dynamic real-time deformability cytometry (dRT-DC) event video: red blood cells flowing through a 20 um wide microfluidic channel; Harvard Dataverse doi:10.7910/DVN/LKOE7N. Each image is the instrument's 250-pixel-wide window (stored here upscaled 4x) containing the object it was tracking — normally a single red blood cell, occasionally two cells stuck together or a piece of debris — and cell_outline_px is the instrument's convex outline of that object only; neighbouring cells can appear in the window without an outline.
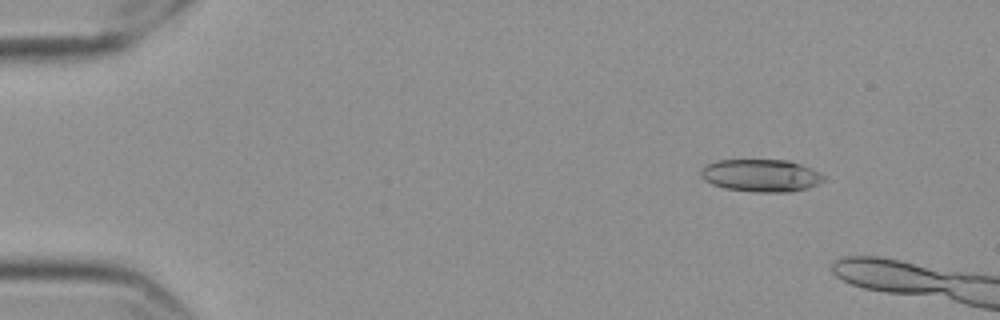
{"species": "Egyptian fruit bat (a non-hibernating species)", "species_latin": "Rousettus aegyptiacus", "temperature_condition": "cold", "stored_images_in_passage": 11, "camera_frame_rate_fps": 3000, "um_per_image_px": 0.085, "frame": {"image": 1, "passage_image": 7, "time_ms": 2.0, "image_size_px": [1000, 320], "cell_outline_px": [[824, 180], [820, 184], [808, 188], [792, 192], [756, 192], [724, 188], [712, 184], [704, 180], [700, 176], [700, 172], [704, 164], [716, 160], [788, 160], [800, 164], [824, 176]], "centroid_in_image_um": [64.64, 14.92], "position_along_channel_um": 20.4, "area_um2": 23.35}}